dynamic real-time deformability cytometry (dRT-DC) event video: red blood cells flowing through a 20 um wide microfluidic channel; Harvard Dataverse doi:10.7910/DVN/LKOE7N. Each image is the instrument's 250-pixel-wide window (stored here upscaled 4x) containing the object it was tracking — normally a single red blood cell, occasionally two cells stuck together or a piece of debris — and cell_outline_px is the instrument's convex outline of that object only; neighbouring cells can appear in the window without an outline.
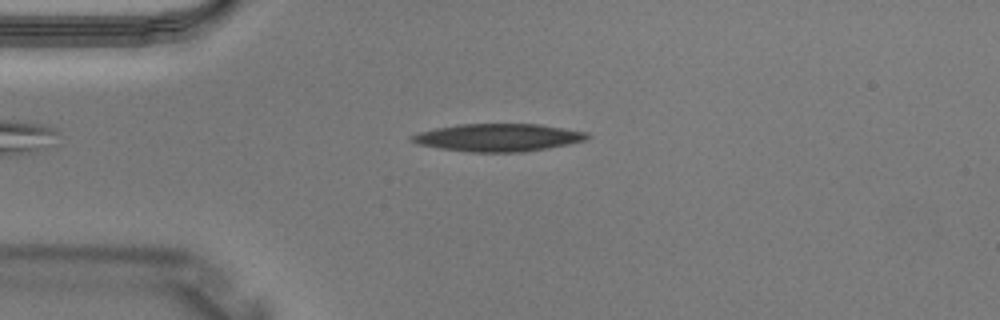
{"species": "Egyptian fruit bat (a non-hibernating species)", "species_latin": "Rousettus aegyptiacus", "temperature_condition": "warm", "stored_images_in_passage": 1, "camera_frame_rate_fps": 3000, "um_per_image_px": 0.085, "animal": {"sex": "male"}, "frame": {"image": 1, "passage_image": 1, "time_ms": 0.0, "image_size_px": [1000, 320], "cell_outline_px": [[592, 136], [584, 140], [568, 144], [548, 148], [524, 152], [468, 152], [440, 148], [420, 144], [408, 140], [408, 136], [420, 132], [436, 128], [460, 124], [540, 124], [588, 132]], "centroid_in_image_um": [42.35, 11.69], "position_along_channel_um": 42.6, "area_um2": 28.32}}